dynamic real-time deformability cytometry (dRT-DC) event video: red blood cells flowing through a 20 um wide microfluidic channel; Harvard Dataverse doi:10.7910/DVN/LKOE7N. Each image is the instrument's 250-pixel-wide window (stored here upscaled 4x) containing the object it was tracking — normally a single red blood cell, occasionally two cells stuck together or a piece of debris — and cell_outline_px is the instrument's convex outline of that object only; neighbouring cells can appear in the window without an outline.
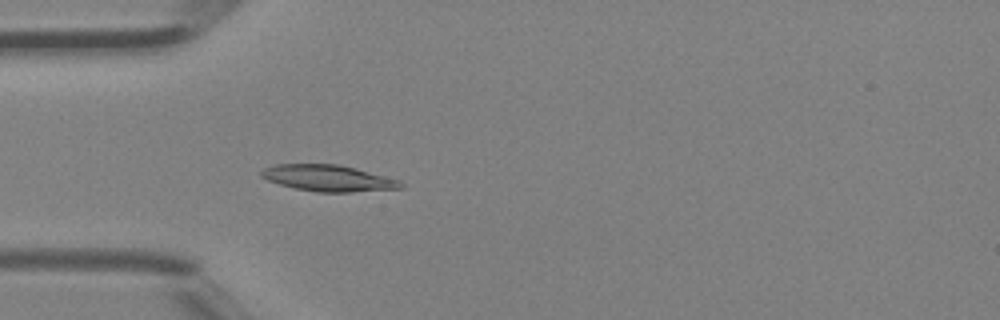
{"species": "Egyptian fruit bat (a non-hibernating species)", "species_latin": "Rousettus aegyptiacus", "temperature_condition": "room temperature", "stored_images_in_passage": 5, "camera_frame_rate_fps": 3000, "um_per_image_px": 0.085, "animal": {"sex": "female"}, "frame": {"image": 1, "passage_image": 5, "time_ms": 1.333, "image_size_px": [1000, 320], "cell_outline_px": [[404, 188], [352, 192], [316, 192], [296, 188], [280, 184], [268, 180], [260, 176], [260, 172], [264, 168], [276, 164], [336, 164], [356, 168], [400, 180], [404, 184]], "centroid_in_image_um": [27.93, 15.14], "position_along_channel_um": 57.1, "area_um2": 21.39}}